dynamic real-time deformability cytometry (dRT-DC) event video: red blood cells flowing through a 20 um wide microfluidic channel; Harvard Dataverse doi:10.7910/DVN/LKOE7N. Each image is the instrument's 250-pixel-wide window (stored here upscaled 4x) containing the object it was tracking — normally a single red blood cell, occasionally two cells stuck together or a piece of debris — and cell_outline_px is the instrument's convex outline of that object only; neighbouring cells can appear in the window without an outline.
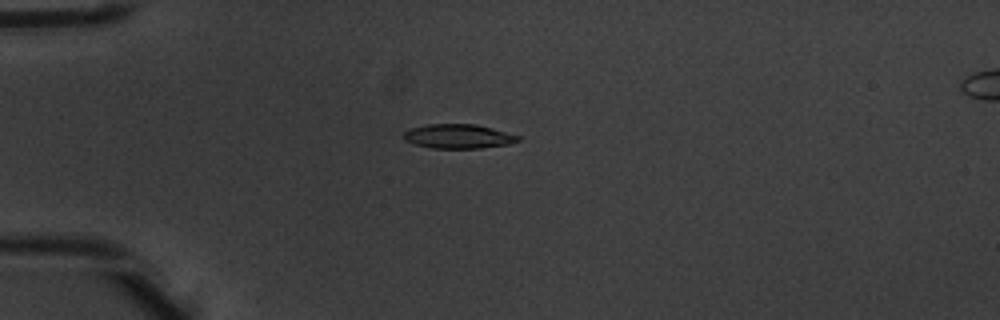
{"species": "common noctule bat (a hibernating species)", "species_latin": "Nyctalus noctula", "temperature_condition": "warm", "stored_images_in_passage": 6, "camera_frame_rate_fps": 3000, "um_per_image_px": 0.085, "animal": {"sex": "male", "body_mass_g": 20.1, "forearm_length_mm": 53.5}, "frame": {"image": 1, "passage_image": 5, "time_ms": 1.333, "image_size_px": [1000, 320], "cell_outline_px": [[524, 140], [508, 144], [480, 148], [432, 148], [416, 144], [404, 140], [404, 132], [412, 128], [428, 124], [476, 124], [492, 128], [520, 136]], "centroid_in_image_um": [39.0, 11.59], "position_along_channel_um": 46.0, "area_um2": 16.13}}